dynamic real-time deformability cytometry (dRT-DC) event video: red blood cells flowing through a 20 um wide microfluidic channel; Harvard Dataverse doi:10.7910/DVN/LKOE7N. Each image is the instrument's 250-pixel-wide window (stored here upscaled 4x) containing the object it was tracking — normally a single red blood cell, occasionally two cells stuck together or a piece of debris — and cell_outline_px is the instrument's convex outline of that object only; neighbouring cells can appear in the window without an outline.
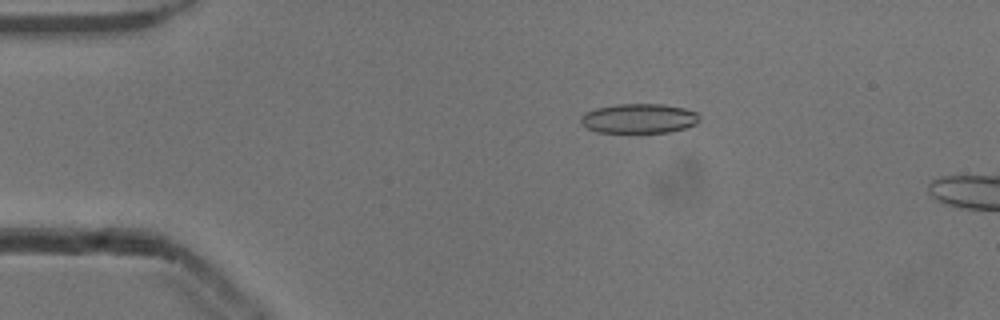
{"species": "common noctule bat (a hibernating species)", "species_latin": "Nyctalus noctula", "temperature_condition": "cold", "stored_images_in_passage": 16, "camera_frame_rate_fps": 3000, "um_per_image_px": 0.085, "animal": {"sex": "male", "body_mass_g": 13.3}, "frame": {"image": 1, "passage_image": 11, "time_ms": 3.333, "image_size_px": [1000, 320], "cell_outline_px": [[700, 120], [696, 124], [684, 128], [668, 132], [596, 132], [580, 124], [580, 116], [584, 112], [596, 108], [616, 104], [664, 104], [684, 108], [696, 112], [700, 116]], "centroid_in_image_um": [54.29, 10.06], "position_along_channel_um": 30.7, "area_um2": 20.58}}